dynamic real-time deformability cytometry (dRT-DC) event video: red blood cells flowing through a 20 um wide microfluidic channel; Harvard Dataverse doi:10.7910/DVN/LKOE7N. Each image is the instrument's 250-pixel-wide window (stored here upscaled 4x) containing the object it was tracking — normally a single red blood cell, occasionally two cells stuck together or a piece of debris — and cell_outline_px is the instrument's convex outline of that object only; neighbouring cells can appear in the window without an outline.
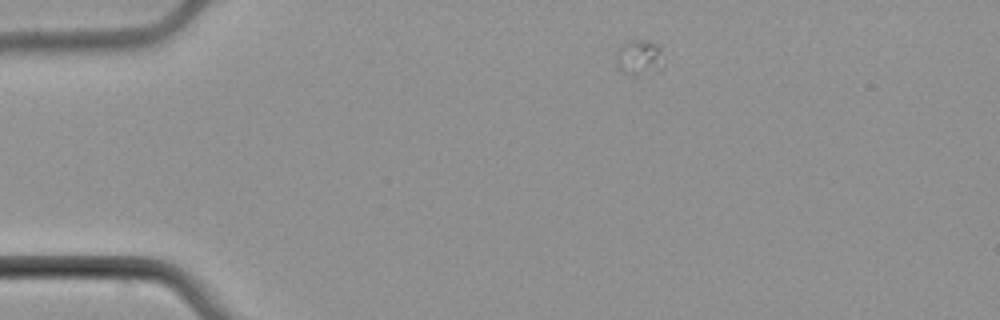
{"species": "common noctule bat (a hibernating species)", "species_latin": "Nyctalus noctula", "temperature_condition": "cold", "stored_images_in_passage": 6, "camera_frame_rate_fps": 3000, "um_per_image_px": 0.085, "animal": {"sex": "male", "body_mass_g": 21.5, "forearm_length_mm": 52.0}, "frame": {"image": 1, "passage_image": 1, "time_ms": 0.0, "image_size_px": [1000, 320], "cell_outline_px": [[664, 68], [660, 72], [636, 76], [632, 76], [620, 72], [616, 64], [616, 52], [620, 44], [632, 40], [648, 40], [656, 44], [660, 48], [664, 64]], "centroid_in_image_um": [54.34, 4.93], "position_along_channel_um": 30.7, "area_um2": 10.4}}